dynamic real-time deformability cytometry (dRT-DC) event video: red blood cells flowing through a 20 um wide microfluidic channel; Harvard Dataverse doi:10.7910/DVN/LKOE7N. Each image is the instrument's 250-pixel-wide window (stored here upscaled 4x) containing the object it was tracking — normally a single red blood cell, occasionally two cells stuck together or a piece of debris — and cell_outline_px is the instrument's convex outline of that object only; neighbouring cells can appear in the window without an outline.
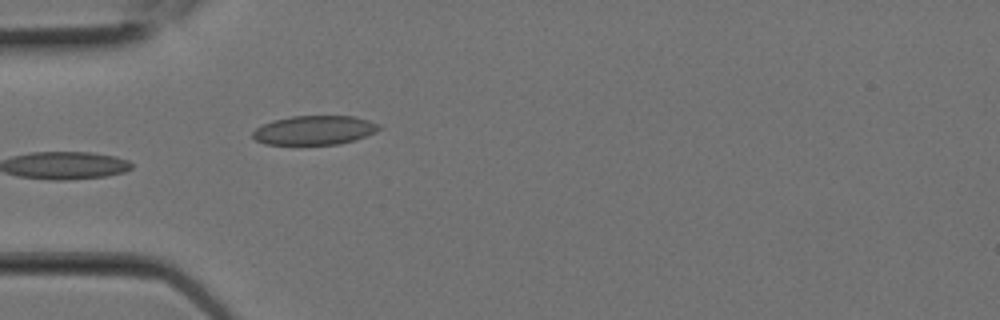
{"species": "Egyptian fruit bat (a non-hibernating species)", "species_latin": "Rousettus aegyptiacus", "temperature_condition": "room temperature", "stored_images_in_passage": 7, "camera_frame_rate_fps": 3000, "um_per_image_px": 0.085, "animal": {"sex": "female"}, "frame": {"image": 1, "passage_image": 7, "time_ms": 2.0, "image_size_px": [1000, 320], "cell_outline_px": [[384, 128], [376, 132], [356, 140], [340, 144], [264, 144], [256, 140], [252, 136], [252, 132], [256, 128], [272, 120], [292, 116], [356, 116], [380, 124]], "centroid_in_image_um": [26.78, 11.06], "position_along_channel_um": 58.2, "area_um2": 21.62}}